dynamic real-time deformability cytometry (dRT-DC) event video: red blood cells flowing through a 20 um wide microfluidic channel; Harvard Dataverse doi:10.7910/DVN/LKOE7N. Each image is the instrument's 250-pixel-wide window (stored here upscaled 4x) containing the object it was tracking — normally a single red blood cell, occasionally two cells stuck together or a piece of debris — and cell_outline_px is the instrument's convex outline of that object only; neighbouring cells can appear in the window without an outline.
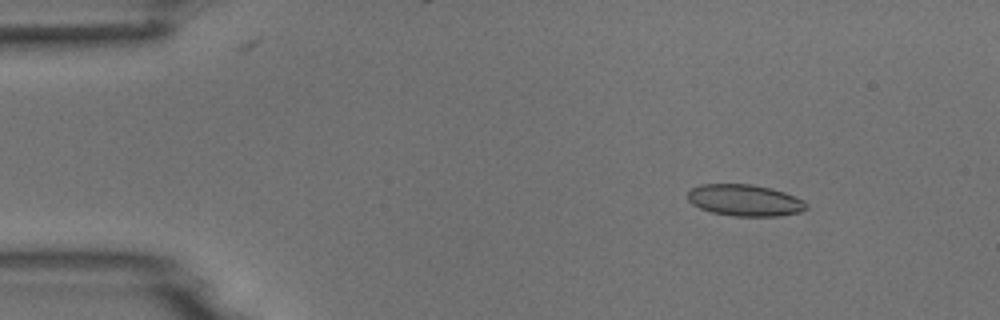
{"species": "common noctule bat (a hibernating species)", "species_latin": "Nyctalus noctula", "temperature_condition": "room temperature", "stored_images_in_passage": 15, "camera_frame_rate_fps": 3000, "um_per_image_px": 0.085, "animal": {"sex": "male", "body_mass_g": 18.8}, "frame": {"image": 1, "passage_image": 7, "time_ms": 2.0, "image_size_px": [1000, 320], "cell_outline_px": [[808, 208], [800, 212], [780, 216], [732, 216], [712, 212], [700, 208], [692, 204], [688, 200], [688, 192], [692, 188], [700, 184], [752, 184], [772, 188], [784, 192], [804, 200], [808, 204]], "centroid_in_image_um": [63.33, 17.02], "position_along_channel_um": 21.7, "area_um2": 21.96}}